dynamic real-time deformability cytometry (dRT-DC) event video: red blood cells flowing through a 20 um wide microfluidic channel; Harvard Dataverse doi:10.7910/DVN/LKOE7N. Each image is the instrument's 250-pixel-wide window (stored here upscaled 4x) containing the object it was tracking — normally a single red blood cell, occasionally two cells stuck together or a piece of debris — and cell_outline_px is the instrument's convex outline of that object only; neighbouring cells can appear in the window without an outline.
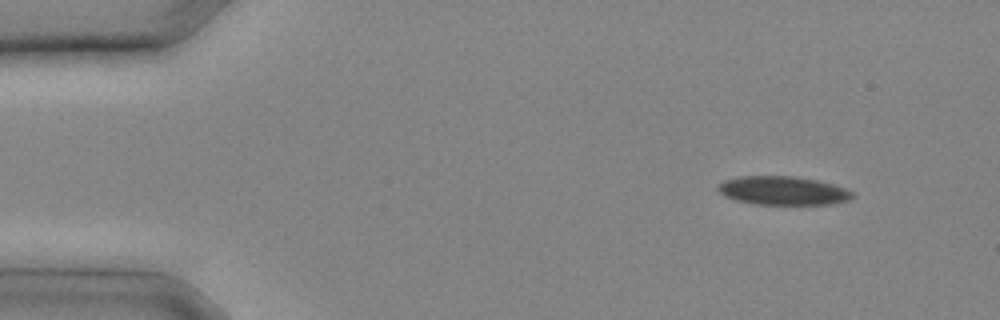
{"species": "common noctule bat (a hibernating species)", "species_latin": "Nyctalus noctula", "temperature_condition": "cold", "stored_images_in_passage": 13, "camera_frame_rate_fps": 3000, "um_per_image_px": 0.085, "animal": {"sex": "male", "body_mass_g": 20.4}, "frame": {"image": 1, "passage_image": 3, "time_ms": 0.667, "image_size_px": [1000, 320], "cell_outline_px": [[856, 196], [848, 200], [832, 204], [752, 204], [736, 200], [724, 196], [716, 188], [716, 184], [724, 180], [740, 176], [796, 176], [816, 180], [848, 188]], "centroid_in_image_um": [66.54, 16.2], "position_along_channel_um": 18.5, "area_um2": 22.66}}
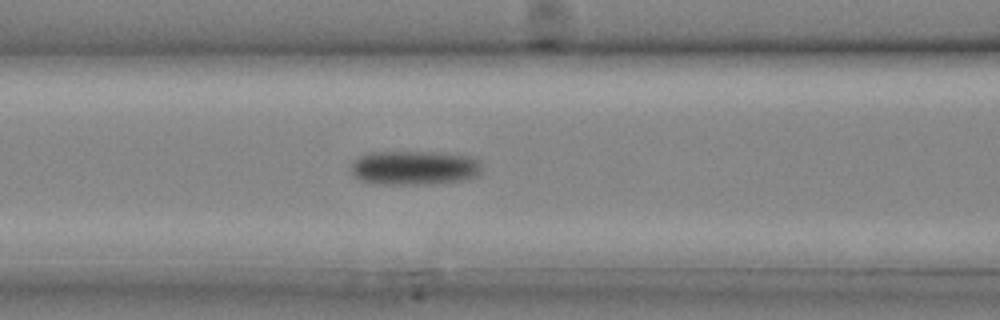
{"frame": {"image": 2, "passage_image": 11, "time_ms": 3.333, "image_size_px": [1000, 320], "cell_outline_px": [[480, 172], [476, 176], [464, 180], [424, 184], [380, 184], [360, 180], [352, 176], [348, 172], [348, 168], [352, 160], [360, 156], [372, 152], [444, 152], [472, 156], [480, 160]], "centroid_in_image_um": [35.17, 14.25], "position_along_channel_um": 131.4, "area_um2": 26.59}}
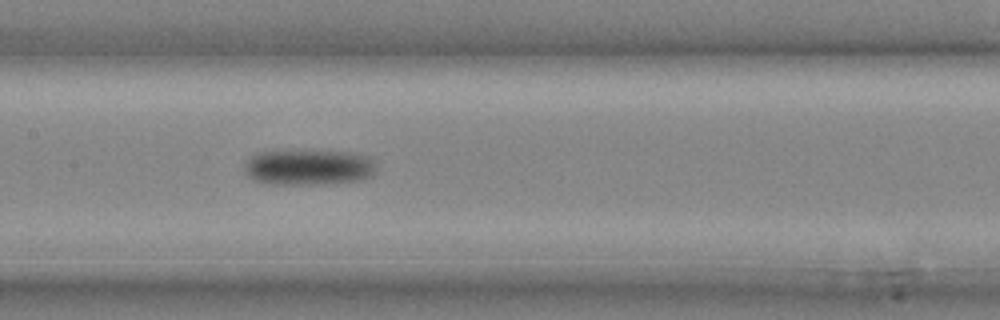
{"frame": {"image": 3, "passage_image": 13, "time_ms": 4.0, "image_size_px": [1000, 320], "cell_outline_px": [[372, 176], [360, 180], [328, 184], [272, 184], [252, 180], [244, 172], [244, 164], [256, 152], [348, 152], [368, 156], [372, 160]], "centroid_in_image_um": [26.17, 14.25], "position_along_channel_um": 181.2, "area_um2": 26.88}}